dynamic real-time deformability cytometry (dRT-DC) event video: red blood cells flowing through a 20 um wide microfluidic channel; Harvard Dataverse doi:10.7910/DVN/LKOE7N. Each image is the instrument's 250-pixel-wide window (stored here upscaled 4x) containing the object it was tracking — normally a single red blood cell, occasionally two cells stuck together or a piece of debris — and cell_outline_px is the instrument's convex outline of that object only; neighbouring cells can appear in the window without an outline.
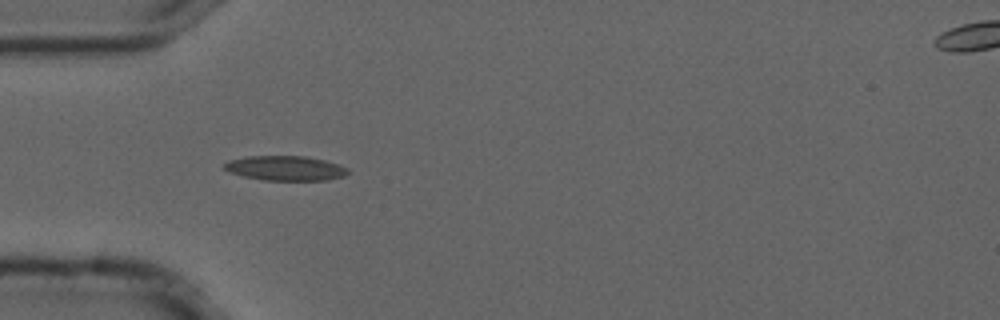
{"species": "common noctule bat (a hibernating species)", "species_latin": "Nyctalus noctula", "temperature_condition": "cold", "stored_images_in_passage": 40, "camera_frame_rate_fps": 3000, "um_per_image_px": 0.085, "animal": {"sex": "male", "forearm_length_mm": 52.5}, "frame": {"image": 1, "passage_image": 5, "time_ms": 1.333, "image_size_px": [1000, 320], "cell_outline_px": [[348, 172], [344, 176], [328, 180], [264, 180], [244, 176], [232, 172], [224, 168], [224, 164], [228, 160], [248, 156], [304, 156], [324, 160], [348, 168]], "centroid_in_image_um": [24.26, 14.29], "position_along_channel_um": 60.7, "area_um2": 17.57}}
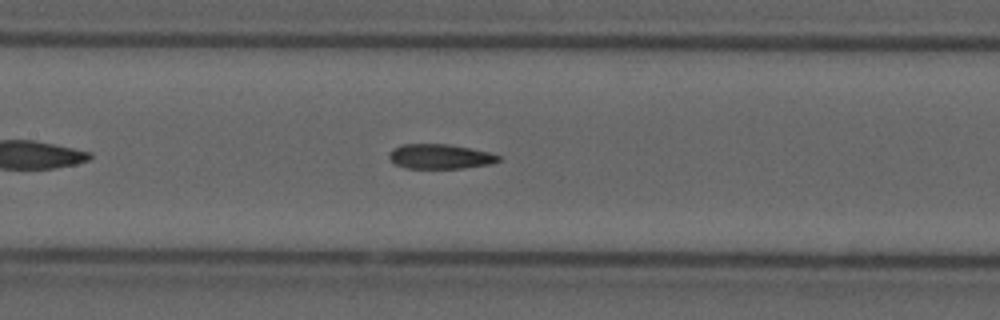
{"frame": {"image": 2, "passage_image": 14, "time_ms": 4.333, "image_size_px": [1000, 320], "cell_outline_px": [[500, 160], [492, 164], [460, 168], [404, 168], [396, 164], [388, 156], [392, 148], [404, 144], [448, 144], [488, 152], [500, 156]], "centroid_in_image_um": [37.39, 13.3], "position_along_channel_um": 170.0, "area_um2": 15.61}}
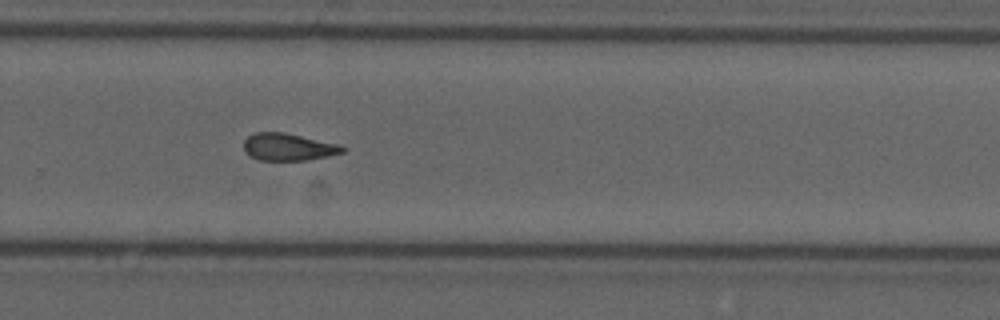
{"frame": {"image": 3, "passage_image": 25, "time_ms": 8.0, "image_size_px": [1000, 320], "cell_outline_px": [[348, 148], [344, 152], [328, 156], [304, 160], [260, 160], [244, 152], [244, 140], [248, 136], [256, 132], [284, 132], [340, 144]], "centroid_in_image_um": [24.53, 12.48], "position_along_channel_um": 305.3, "area_um2": 15.72}, "authors_computed_cell_mechanics": {"area_um2": 16.3574, "velocity_mm_per_s": 3.715, "shape_relaxation_time_tau1_ms": null, "shape_relaxation_time_tau2_ms": 3.5006, "deformation_change_tau1": null, "deformation_change_tau2": 0.1185}}